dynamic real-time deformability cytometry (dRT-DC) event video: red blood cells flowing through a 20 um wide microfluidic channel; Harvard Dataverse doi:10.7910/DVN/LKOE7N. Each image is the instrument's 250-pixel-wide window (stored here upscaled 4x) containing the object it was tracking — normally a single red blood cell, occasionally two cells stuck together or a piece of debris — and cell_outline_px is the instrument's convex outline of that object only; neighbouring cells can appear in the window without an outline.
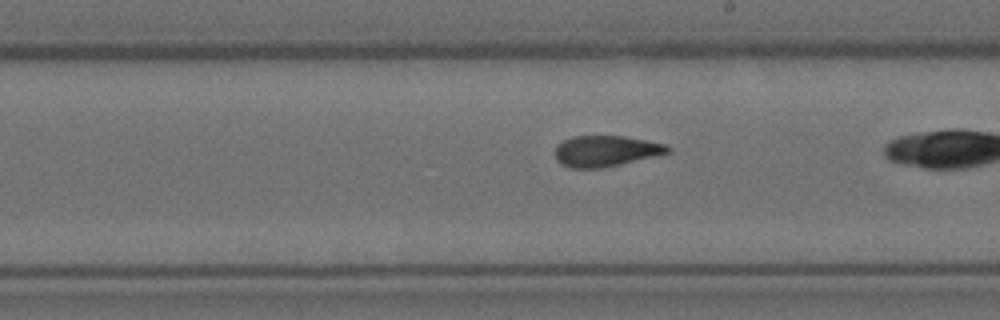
{"species": "Egyptian fruit bat (a non-hibernating species)", "species_latin": "Rousettus aegyptiacus", "temperature_condition": "room temperature", "stored_images_in_passage": 27, "camera_frame_rate_fps": 3000, "um_per_image_px": 0.085, "animal": {"sex": "female"}, "frame": {"image": 1, "passage_image": 16, "time_ms": 5.0, "image_size_px": [1000, 320], "cell_outline_px": [[672, 152], [660, 156], [600, 168], [572, 168], [560, 164], [556, 160], [556, 144], [572, 136], [624, 136], [664, 144], [672, 148]], "centroid_in_image_um": [51.52, 12.84], "position_along_channel_um": 237.5, "area_um2": 20.46}}